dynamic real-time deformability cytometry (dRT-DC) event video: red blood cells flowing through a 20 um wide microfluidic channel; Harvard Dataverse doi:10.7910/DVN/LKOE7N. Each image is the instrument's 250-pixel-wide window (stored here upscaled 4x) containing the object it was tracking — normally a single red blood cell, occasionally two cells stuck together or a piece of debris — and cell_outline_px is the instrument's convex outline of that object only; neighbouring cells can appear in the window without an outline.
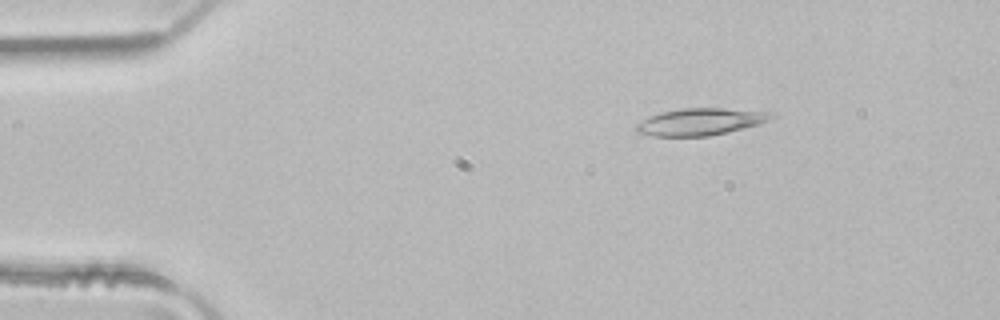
{"species": "common noctule bat (a hibernating species)", "species_latin": "Nyctalus noctula", "temperature_condition": "room temperature", "stored_images_in_passage": 2, "camera_frame_rate_fps": 3000, "um_per_image_px": 0.085, "animal": {"sex": "male", "body_mass_g": 21.5, "forearm_length_mm": 52.0}, "frame": {"image": 1, "passage_image": 1, "time_ms": 0.0, "image_size_px": [1000, 320], "cell_outline_px": [[776, 116], [760, 124], [728, 132], [708, 136], [652, 136], [636, 132], [636, 124], [640, 120], [648, 116], [660, 112], [680, 108], [724, 108], [768, 112]], "centroid_in_image_um": [59.49, 10.35], "position_along_channel_um": 25.5, "area_um2": 21.33}}